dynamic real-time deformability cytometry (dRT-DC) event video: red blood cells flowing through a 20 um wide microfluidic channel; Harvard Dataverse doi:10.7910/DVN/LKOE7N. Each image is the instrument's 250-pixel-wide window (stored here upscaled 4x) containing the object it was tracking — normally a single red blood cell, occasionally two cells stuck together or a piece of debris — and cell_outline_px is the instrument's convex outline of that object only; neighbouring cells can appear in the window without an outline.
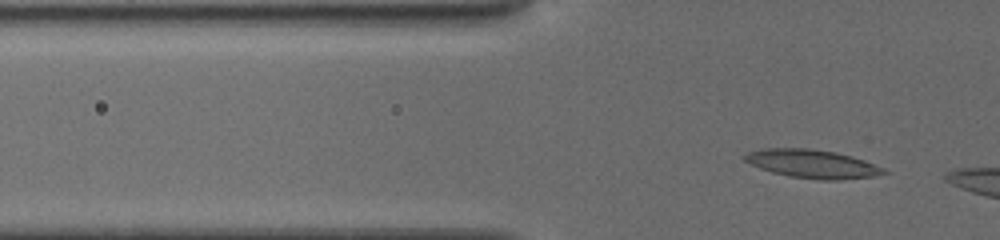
{"species": "common noctule bat (a hibernating species)", "species_latin": "Nyctalus noctula", "temperature_condition": "cold", "stored_images_in_passage": 6, "segment_of_instrument_passage": [2, 2], "camera_frame_rate_fps": 3000, "um_per_image_px": 0.085, "animal": {"sex": "female", "body_mass_g": 19.5, "forearm_length_mm": 54.1}, "frame": {"image": 1, "passage_image": 6, "time_ms": 5.0, "image_size_px": [1000, 240], "cell_outline_px": [[888, 172], [872, 176], [840, 180], [820, 180], [792, 176], [772, 172], [760, 168], [744, 160], [740, 156], [748, 152], [764, 148], [808, 148], [836, 152], [852, 156], [864, 160], [884, 168]], "centroid_in_image_um": [69.03, 13.92], "position_along_channel_um": 56.8, "area_um2": 22.95}}